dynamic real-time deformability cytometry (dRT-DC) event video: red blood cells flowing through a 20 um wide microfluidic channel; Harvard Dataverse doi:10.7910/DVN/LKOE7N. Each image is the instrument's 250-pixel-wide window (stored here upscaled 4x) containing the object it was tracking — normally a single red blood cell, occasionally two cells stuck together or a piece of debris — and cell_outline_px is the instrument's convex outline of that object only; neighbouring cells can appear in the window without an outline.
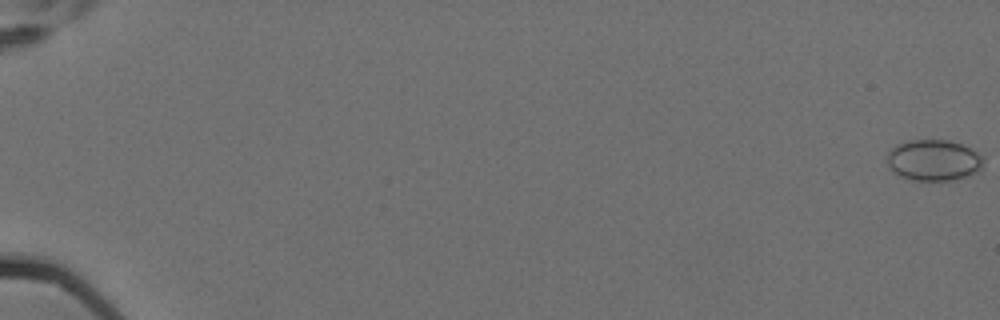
{"species": "Egyptian fruit bat (a non-hibernating species)", "species_latin": "Rousettus aegyptiacus", "temperature_condition": "cold", "stored_images_in_passage": 3, "camera_frame_rate_fps": 3000, "um_per_image_px": 0.085, "animal": {"sex": "female"}, "frame": {"image": 1, "passage_image": 1, "time_ms": 0.0, "image_size_px": [1000, 320], "cell_outline_px": [[984, 160], [980, 168], [976, 172], [968, 176], [952, 180], [912, 180], [900, 176], [892, 172], [884, 156], [896, 144], [908, 140], [948, 140], [960, 144], [984, 156]], "centroid_in_image_um": [79.31, 13.62], "position_along_channel_um": 5.7, "area_um2": 23.18}}